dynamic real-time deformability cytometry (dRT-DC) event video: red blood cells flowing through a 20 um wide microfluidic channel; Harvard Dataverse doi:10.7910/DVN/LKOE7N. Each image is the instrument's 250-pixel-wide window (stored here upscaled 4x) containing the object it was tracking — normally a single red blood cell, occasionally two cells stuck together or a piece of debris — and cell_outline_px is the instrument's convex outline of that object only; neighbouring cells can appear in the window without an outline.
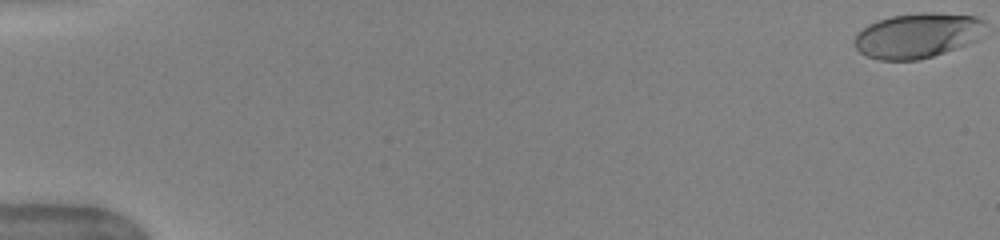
{"species": "human", "species_latin": "Homo sapiens", "temperature_condition": "warm", "stored_images_in_passage": 51, "camera_frame_rate_fps": 3000, "um_per_image_px": 0.085, "donor": {"sex": "female"}, "frame": {"image": 1, "passage_image": 1, "time_ms": 0.0, "image_size_px": [1000, 240], "cell_outline_px": [[984, 24], [976, 40], [944, 52], [920, 60], [880, 60], [868, 56], [860, 52], [852, 44], [856, 36], [868, 24], [892, 16], [920, 12], [932, 12], [976, 16], [984, 20]], "centroid_in_image_um": [77.95, 3.01], "position_along_channel_um": 7.1, "area_um2": 33.87}}
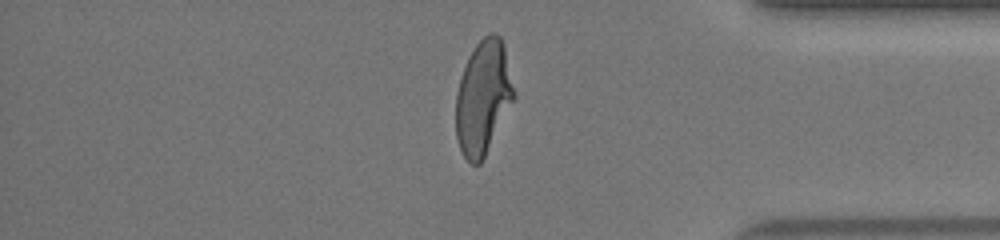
{"frame": {"image": 2, "passage_image": 44, "time_ms": 14.333, "image_size_px": [1000, 240], "cell_outline_px": [[516, 96], [480, 164], [472, 164], [464, 156], [460, 148], [456, 136], [456, 92], [464, 68], [476, 44], [484, 36], [492, 32], [496, 32], [500, 36], [504, 44]], "centroid_in_image_um": [41.08, 8.27], "position_along_channel_um": 394.1, "area_um2": 38.15}}
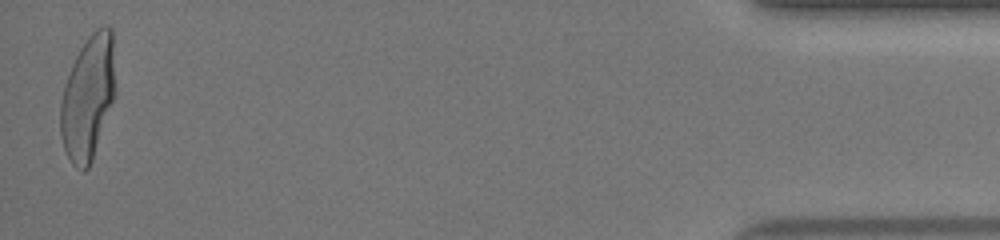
{"frame": {"image": 3, "passage_image": 51, "time_ms": 16.667, "image_size_px": [1000, 240], "cell_outline_px": [[116, 96], [92, 160], [88, 168], [84, 172], [76, 168], [72, 164], [64, 148], [60, 136], [60, 104], [64, 84], [72, 64], [80, 48], [88, 36], [100, 24], [108, 24], [112, 28], [116, 88]], "centroid_in_image_um": [7.5, 8.26], "position_along_channel_um": 427.7, "area_um2": 40.52}, "authors_computed_cell_mechanics": {"area_um2": 38.2636, "velocity_mm_per_s": 4.0428, "shape_relaxation_time_tau1_ms": 4.2351, "shape_relaxation_time_tau2_ms": null, "deformation_change_tau1": 0.2258, "deformation_change_tau2": null}}